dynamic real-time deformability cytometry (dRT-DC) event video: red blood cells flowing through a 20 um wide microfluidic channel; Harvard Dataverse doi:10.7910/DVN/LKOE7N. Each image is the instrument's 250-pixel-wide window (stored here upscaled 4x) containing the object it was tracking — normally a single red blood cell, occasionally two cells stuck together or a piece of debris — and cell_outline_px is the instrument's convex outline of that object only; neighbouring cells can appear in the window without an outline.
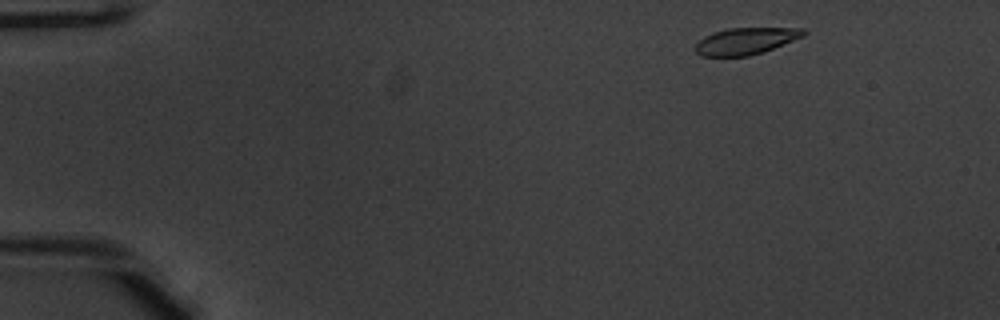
{"species": "common noctule bat (a hibernating species)", "species_latin": "Nyctalus noctula", "temperature_condition": "warm", "stored_images_in_passage": 47, "camera_frame_rate_fps": 3000, "um_per_image_px": 0.085, "animal": {"sex": "male", "body_mass_g": 20.1, "forearm_length_mm": 53.5}, "frame": {"image": 1, "passage_image": 2, "time_ms": 0.333, "image_size_px": [1000, 320], "cell_outline_px": [[808, 32], [804, 36], [764, 52], [748, 56], [700, 56], [692, 48], [704, 36], [728, 28], [804, 28]], "centroid_in_image_um": [63.39, 3.49], "position_along_channel_um": 21.6, "area_um2": 16.94}}
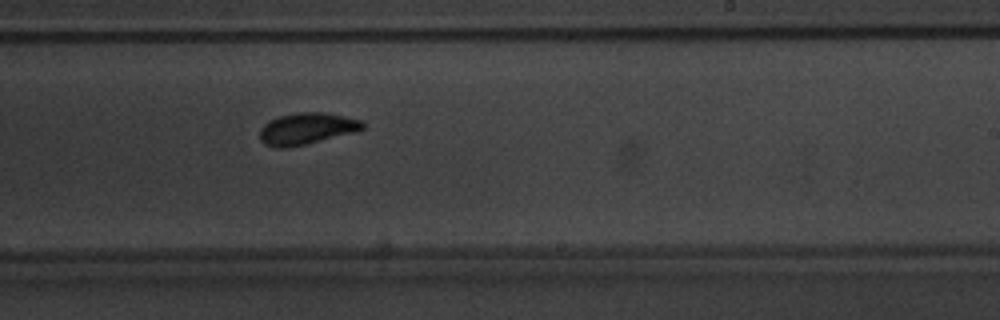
{"frame": {"image": 2, "passage_image": 28, "time_ms": 9.0, "image_size_px": [1000, 320], "cell_outline_px": [[364, 128], [360, 132], [288, 148], [276, 148], [264, 144], [260, 140], [260, 128], [268, 120], [280, 116], [296, 112], [324, 112], [344, 116], [360, 120], [364, 124]], "centroid_in_image_um": [26.08, 10.94], "position_along_channel_um": 262.9, "area_um2": 19.31}}
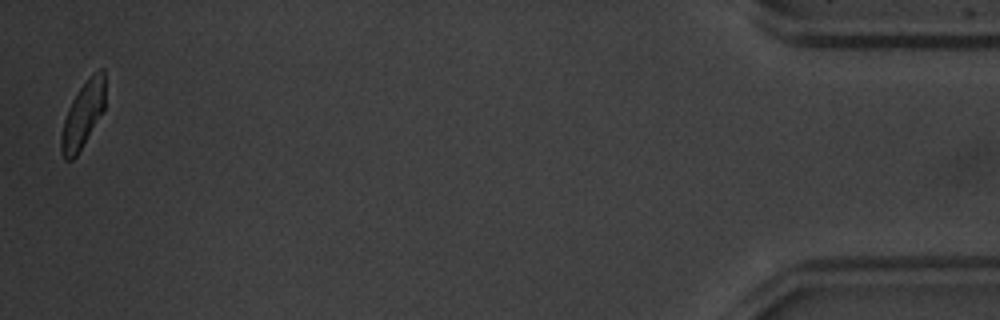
{"frame": {"image": 3, "passage_image": 47, "time_ms": 15.333, "image_size_px": [1000, 320], "cell_outline_px": [[104, 108], [76, 156], [72, 160], [64, 160], [60, 152], [60, 136], [64, 120], [68, 108], [72, 100], [80, 88], [92, 72], [100, 68], [104, 68]], "centroid_in_image_um": [7.02, 9.75], "position_along_channel_um": 428.2, "area_um2": 16.65}, "authors_computed_cell_mechanics": {"area_um2": 18.207, "velocity_mm_per_s": 3.9111, "shape_relaxation_time_tau1_ms": 2.8233, "shape_relaxation_time_tau2_ms": 1.1952, "deformation_change_tau1": 0.1365, "deformation_change_tau2": 0.0629}}